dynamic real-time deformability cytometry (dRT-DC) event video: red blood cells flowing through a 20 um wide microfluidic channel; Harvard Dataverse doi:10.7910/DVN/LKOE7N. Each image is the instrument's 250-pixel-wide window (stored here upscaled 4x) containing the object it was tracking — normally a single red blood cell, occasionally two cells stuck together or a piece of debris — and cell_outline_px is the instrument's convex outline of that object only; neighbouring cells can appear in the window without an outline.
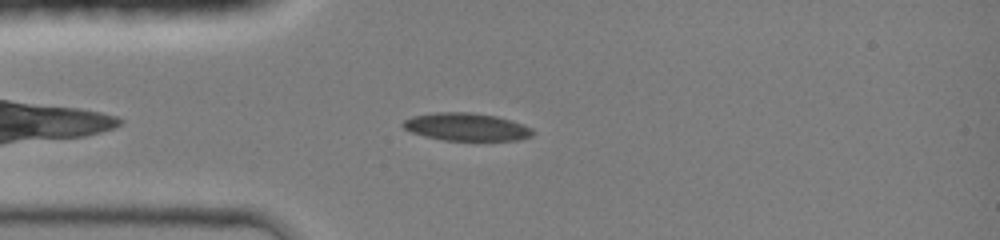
{"species": "common noctule bat (a hibernating species)", "species_latin": "Nyctalus noctula", "temperature_condition": "room temperature", "stored_images_in_passage": 32, "camera_frame_rate_fps": 3000, "um_per_image_px": 0.085, "animal": {"sex": "female", "body_mass_g": 19.0, "forearm_length_mm": 51.5}, "frame": {"image": 1, "passage_image": 4, "time_ms": 1.0, "image_size_px": [1000, 240], "cell_outline_px": [[536, 132], [532, 136], [516, 140], [444, 140], [424, 136], [412, 132], [404, 128], [400, 124], [404, 120], [412, 116], [436, 112], [468, 112], [496, 116], [512, 120], [524, 124], [532, 128]], "centroid_in_image_um": [39.66, 10.78], "position_along_channel_um": 45.3, "area_um2": 21.04}}
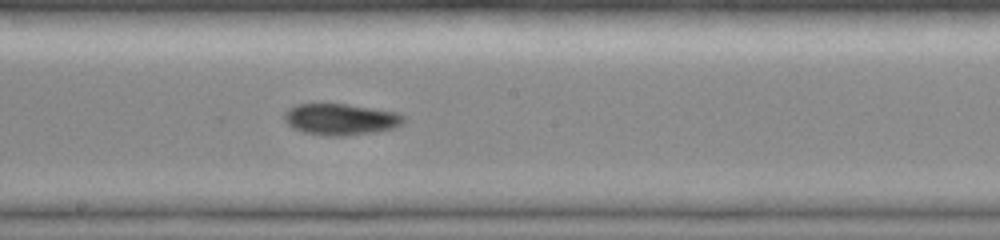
{"frame": {"image": 2, "passage_image": 17, "time_ms": 5.333, "image_size_px": [1000, 240], "cell_outline_px": [[404, 120], [400, 124], [392, 128], [376, 132], [344, 136], [328, 136], [304, 132], [292, 128], [284, 120], [284, 112], [288, 108], [296, 104], [348, 104], [396, 112], [404, 116]], "centroid_in_image_um": [28.91, 10.14], "position_along_channel_um": 219.3, "area_um2": 21.79}}
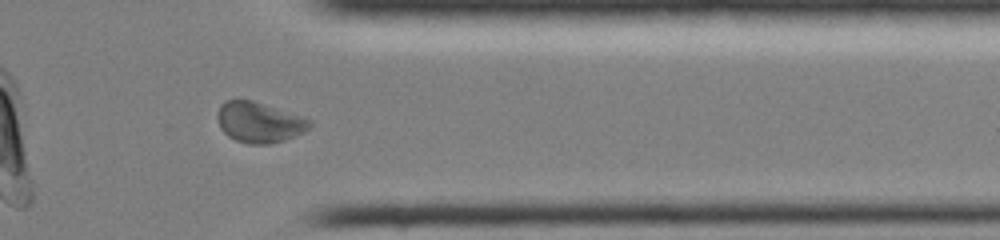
{"frame": {"image": 3, "passage_image": 29, "time_ms": 9.333, "image_size_px": [1000, 240], "cell_outline_px": [[312, 124], [304, 132], [284, 140], [268, 144], [248, 144], [236, 140], [228, 136], [220, 128], [216, 116], [216, 112], [220, 104], [224, 100], [252, 100], [312, 120]], "centroid_in_image_um": [21.98, 10.39], "position_along_channel_um": 389.4, "area_um2": 21.73}, "authors_computed_cell_mechanics": {"area_um2": 21.6172, "velocity_mm_per_s": 4.247, "shape_relaxation_time_tau1_ms": null, "shape_relaxation_time_tau2_ms": 7.452, "deformation_change_tau1": null, "deformation_change_tau2": 0.1009}}